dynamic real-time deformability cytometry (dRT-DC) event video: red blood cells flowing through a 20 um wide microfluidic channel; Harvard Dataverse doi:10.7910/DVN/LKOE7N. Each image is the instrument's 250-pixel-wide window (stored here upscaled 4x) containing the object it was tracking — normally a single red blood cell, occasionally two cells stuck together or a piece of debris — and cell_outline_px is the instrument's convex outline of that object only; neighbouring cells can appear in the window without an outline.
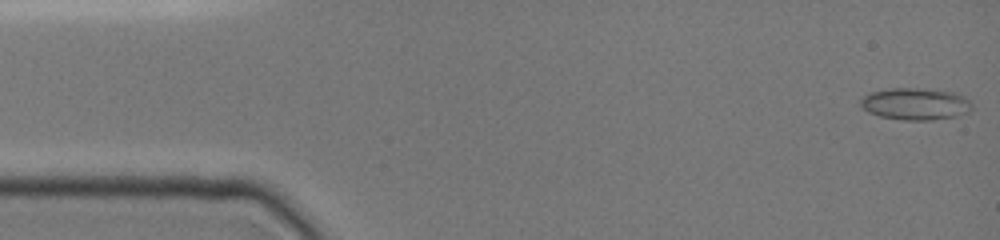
{"species": "common noctule bat (a hibernating species)", "species_latin": "Nyctalus noctula", "temperature_condition": "cold", "stored_images_in_passage": 10, "camera_frame_rate_fps": 3000, "um_per_image_px": 0.085, "animal": {"sex": "female", "body_mass_g": 19.0, "forearm_length_mm": 51.5}, "frame": {"image": 1, "passage_image": 1, "time_ms": 0.0, "image_size_px": [1000, 240], "cell_outline_px": [[972, 108], [968, 112], [956, 116], [932, 120], [904, 120], [880, 116], [868, 112], [860, 104], [860, 100], [864, 96], [872, 92], [892, 88], [928, 88], [952, 92], [964, 96], [972, 104]], "centroid_in_image_um": [77.83, 8.83], "position_along_channel_um": 7.2, "area_um2": 20.69}}
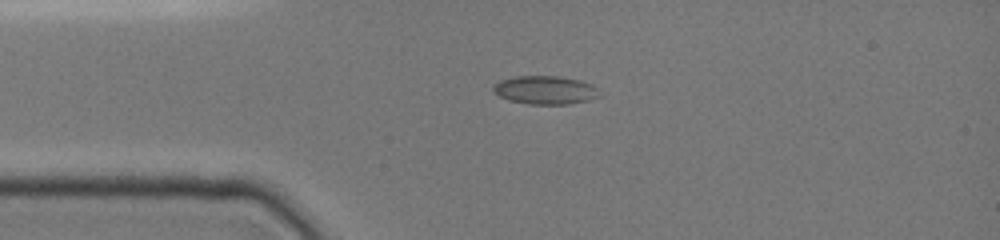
{"frame": {"image": 2, "passage_image": 7, "time_ms": 3.333, "image_size_px": [1000, 240], "cell_outline_px": [[600, 96], [588, 100], [568, 104], [528, 104], [512, 100], [500, 96], [492, 92], [492, 88], [500, 80], [516, 76], [556, 76], [580, 80], [592, 84], [596, 88]], "centroid_in_image_um": [46.34, 7.65], "position_along_channel_um": 38.7, "area_um2": 17.4}}
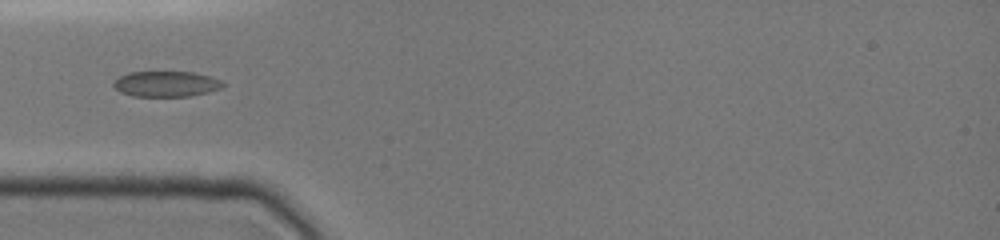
{"frame": {"image": 3, "passage_image": 9, "time_ms": 4.667, "image_size_px": [1000, 240], "cell_outline_px": [[224, 84], [220, 88], [208, 92], [188, 96], [132, 96], [120, 92], [112, 84], [120, 76], [128, 72], [192, 72], [212, 76], [220, 80]], "centroid_in_image_um": [14.12, 7.13], "position_along_channel_um": 70.9, "area_um2": 16.18}}